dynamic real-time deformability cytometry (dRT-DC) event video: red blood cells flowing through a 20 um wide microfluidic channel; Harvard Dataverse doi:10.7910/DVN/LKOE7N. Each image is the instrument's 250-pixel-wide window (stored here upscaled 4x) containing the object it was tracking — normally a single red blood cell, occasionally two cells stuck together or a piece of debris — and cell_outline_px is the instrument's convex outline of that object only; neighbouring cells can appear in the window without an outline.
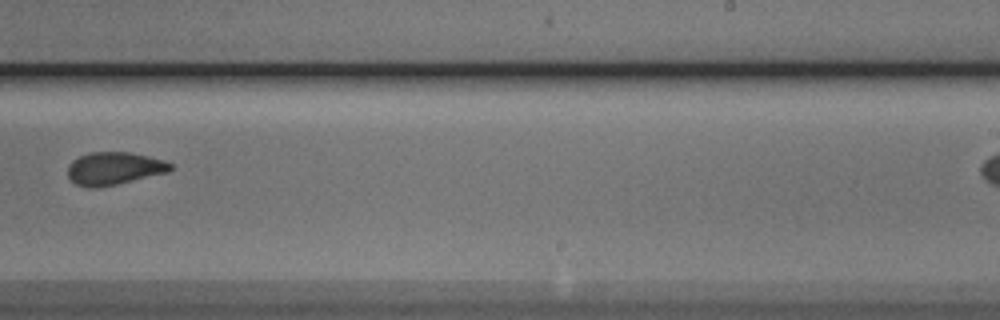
{"species": "Egyptian fruit bat (a non-hibernating species)", "species_latin": "Rousettus aegyptiacus", "temperature_condition": "cold", "stored_images_in_passage": 11, "camera_frame_rate_fps": 3000, "um_per_image_px": 0.085, "animal": {"sex": "male"}, "frame": {"image": 1, "passage_image": 10, "time_ms": 11.667, "image_size_px": [1000, 320], "cell_outline_px": [[172, 168], [168, 172], [100, 188], [88, 188], [76, 184], [68, 176], [68, 164], [72, 160], [80, 156], [92, 152], [128, 152], [164, 160], [172, 164]], "centroid_in_image_um": [9.67, 14.33], "position_along_channel_um": 279.3, "area_um2": 19.54}}